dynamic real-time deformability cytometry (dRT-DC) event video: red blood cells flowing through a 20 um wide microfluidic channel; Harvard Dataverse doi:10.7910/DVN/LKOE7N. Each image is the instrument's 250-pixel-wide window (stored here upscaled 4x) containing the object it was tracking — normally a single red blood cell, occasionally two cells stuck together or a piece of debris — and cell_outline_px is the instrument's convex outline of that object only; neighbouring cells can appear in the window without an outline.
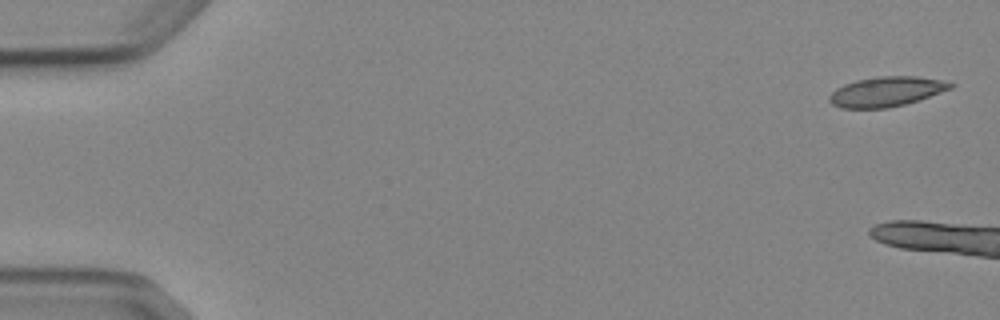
{"species": "Egyptian fruit bat (a non-hibernating species)", "species_latin": "Rousettus aegyptiacus", "temperature_condition": "cold", "stored_images_in_passage": 5, "camera_frame_rate_fps": 3000, "um_per_image_px": 0.085, "animal": {"sex": "female"}, "frame": {"image": 1, "passage_image": 1, "time_ms": 0.0, "image_size_px": [1000, 320], "cell_outline_px": [[956, 84], [952, 88], [920, 100], [888, 108], [840, 108], [832, 104], [828, 100], [828, 96], [836, 88], [844, 84], [856, 80], [876, 76], [916, 76], [944, 80]], "centroid_in_image_um": [75.34, 7.78], "position_along_channel_um": 9.7, "area_um2": 21.27}}